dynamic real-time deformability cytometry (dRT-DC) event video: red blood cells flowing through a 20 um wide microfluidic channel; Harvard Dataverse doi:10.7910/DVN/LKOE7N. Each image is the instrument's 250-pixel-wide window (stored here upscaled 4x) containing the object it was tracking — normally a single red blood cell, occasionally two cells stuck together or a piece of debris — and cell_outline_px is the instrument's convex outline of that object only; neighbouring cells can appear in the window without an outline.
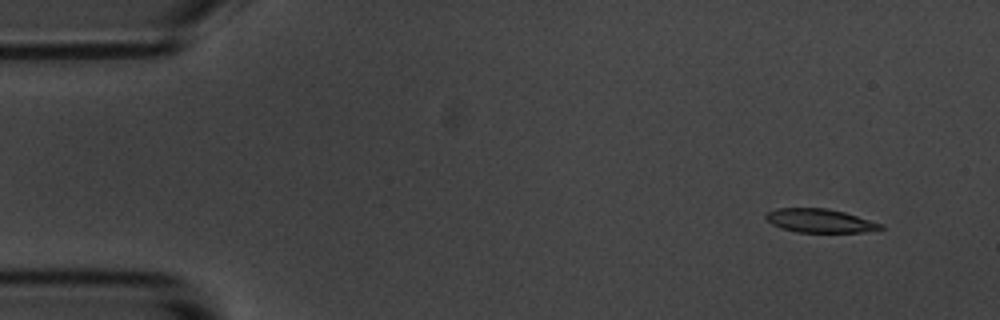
{"species": "common noctule bat (a hibernating species)", "species_latin": "Nyctalus noctula", "temperature_condition": "room temperature", "stored_images_in_passage": 4, "camera_frame_rate_fps": 3000, "um_per_image_px": 0.085, "animal": {"sex": "male", "body_mass_g": 20.1, "forearm_length_mm": 53.5}, "frame": {"image": 1, "passage_image": 1, "time_ms": 0.0, "image_size_px": [1000, 320], "cell_outline_px": [[884, 228], [864, 232], [796, 232], [780, 228], [772, 224], [764, 216], [768, 212], [776, 208], [828, 208], [844, 212], [884, 224]], "centroid_in_image_um": [69.69, 18.76], "position_along_channel_um": 15.3, "area_um2": 15.84}}
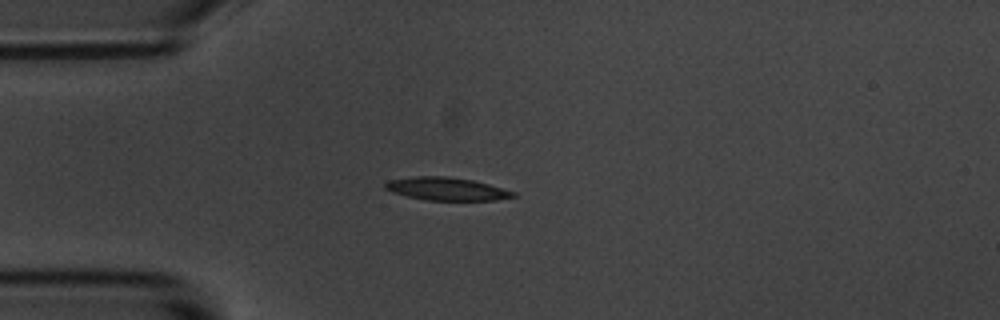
{"frame": {"image": 2, "passage_image": 4, "time_ms": 3.333, "image_size_px": [1000, 320], "cell_outline_px": [[516, 196], [496, 200], [428, 200], [408, 196], [392, 192], [384, 188], [384, 184], [388, 180], [416, 176], [448, 176], [472, 180], [488, 184], [516, 192]], "centroid_in_image_um": [37.95, 16.05], "position_along_channel_um": 47.0, "area_um2": 16.99}}